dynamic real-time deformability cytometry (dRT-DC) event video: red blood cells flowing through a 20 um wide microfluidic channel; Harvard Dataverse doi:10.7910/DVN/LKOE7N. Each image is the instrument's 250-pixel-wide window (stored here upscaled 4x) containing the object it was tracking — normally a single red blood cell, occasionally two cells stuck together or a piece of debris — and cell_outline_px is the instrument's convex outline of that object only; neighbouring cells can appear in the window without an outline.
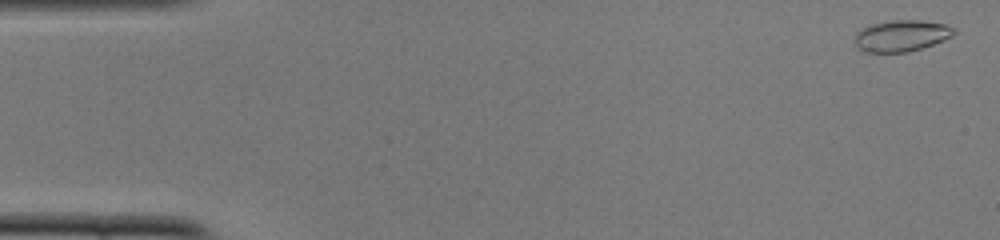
{"species": "common noctule bat (a hibernating species)", "species_latin": "Nyctalus noctula", "temperature_condition": "cold", "stored_images_in_passage": 51, "camera_frame_rate_fps": 3000, "um_per_image_px": 0.085, "animal": {"sex": "female", "body_mass_g": 22.0, "forearm_length_mm": 56.7}, "frame": {"image": 1, "passage_image": 2, "time_ms": 0.333, "image_size_px": [1000, 240], "cell_outline_px": [[956, 32], [952, 36], [944, 40], [908, 52], [864, 52], [856, 44], [856, 32], [872, 24], [892, 20], [920, 20], [944, 24], [956, 28]], "centroid_in_image_um": [76.66, 3.03], "position_along_channel_um": 8.3, "area_um2": 17.92}}
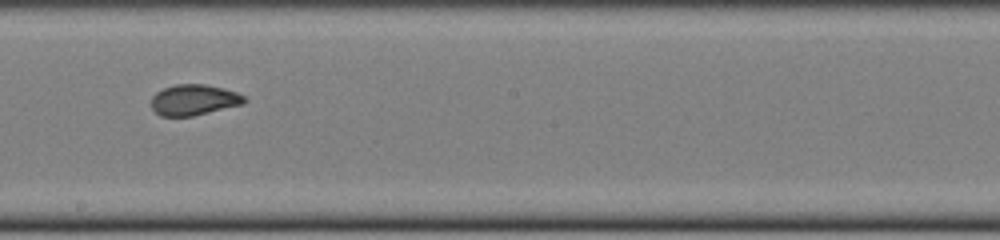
{"frame": {"image": 2, "passage_image": 29, "time_ms": 9.333, "image_size_px": [1000, 240], "cell_outline_px": [[248, 100], [244, 104], [192, 116], [160, 116], [152, 108], [152, 96], [156, 92], [164, 88], [176, 84], [204, 84], [224, 88], [236, 92], [244, 96]], "centroid_in_image_um": [16.5, 8.49], "position_along_channel_um": 231.7, "area_um2": 16.7}}
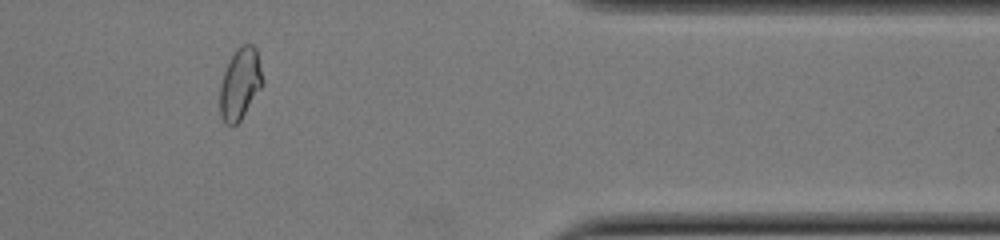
{"frame": {"image": 3, "passage_image": 43, "time_ms": 14.0, "image_size_px": [1000, 240], "cell_outline_px": [[264, 84], [240, 120], [236, 124], [228, 124], [220, 116], [220, 84], [224, 72], [236, 48], [244, 44], [252, 44], [256, 48], [264, 80]], "centroid_in_image_um": [20.43, 7.1], "position_along_channel_um": 391.0, "area_um2": 17.63}, "authors_computed_cell_mechanics": {"area_um2": 17.7446, "velocity_mm_per_s": 3.9233, "shape_relaxation_time_tau1_ms": 9.564, "shape_relaxation_time_tau2_ms": 1.1453, "deformation_change_tau1": 0.1886, "deformation_change_tau2": 0.0425}}